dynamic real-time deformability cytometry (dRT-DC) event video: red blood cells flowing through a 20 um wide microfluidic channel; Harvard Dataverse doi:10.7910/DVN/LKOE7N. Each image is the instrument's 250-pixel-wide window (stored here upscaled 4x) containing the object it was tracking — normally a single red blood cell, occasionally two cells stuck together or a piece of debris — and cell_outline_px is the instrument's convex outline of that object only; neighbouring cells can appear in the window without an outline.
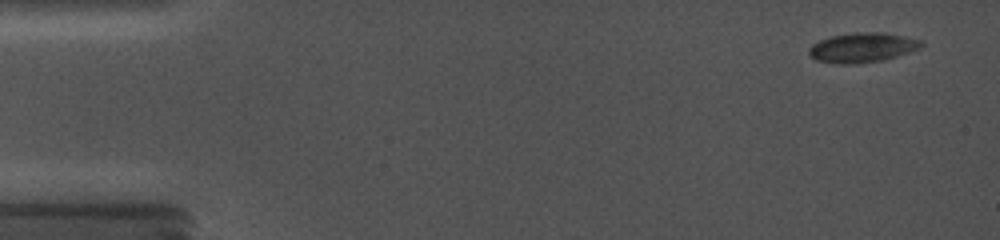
{"species": "common noctule bat (a hibernating species)", "species_latin": "Nyctalus noctula", "temperature_condition": "cold", "stored_images_in_passage": 29, "camera_frame_rate_fps": 5000, "um_per_image_px": 0.085, "animal": {"sex": "female", "body_mass_g": 19.0, "forearm_length_mm": 56.7}, "frame": {"image": 1, "passage_image": 2, "time_ms": 0.8, "image_size_px": [1000, 240], "cell_outline_px": [[924, 44], [920, 48], [884, 60], [852, 64], [840, 64], [816, 60], [808, 52], [808, 48], [812, 44], [820, 40], [832, 36], [856, 32], [884, 32], [904, 36], [920, 40]], "centroid_in_image_um": [73.29, 4.04], "position_along_channel_um": 11.7, "area_um2": 19.31}}
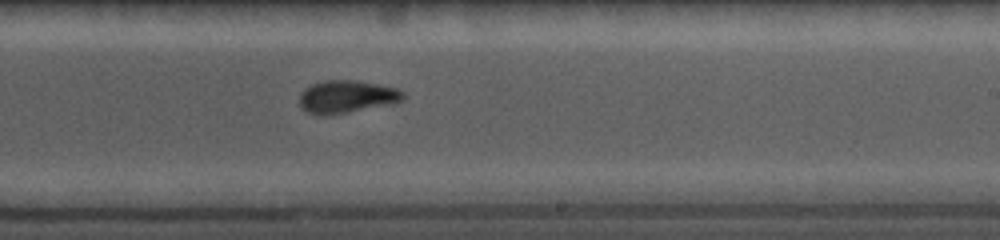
{"frame": {"image": 2, "passage_image": 20, "time_ms": 10.6, "image_size_px": [1000, 240], "cell_outline_px": [[404, 100], [388, 104], [344, 112], [308, 112], [300, 104], [300, 92], [304, 88], [312, 84], [324, 80], [352, 80], [380, 84], [396, 88], [404, 92]], "centroid_in_image_um": [29.51, 8.15], "position_along_channel_um": 259.5, "area_um2": 18.9}}
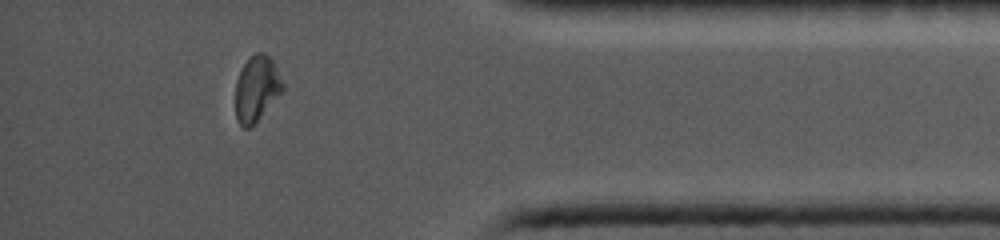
{"frame": {"image": 3, "passage_image": 28, "time_ms": 15.0, "image_size_px": [1000, 240], "cell_outline_px": [[284, 88], [260, 116], [248, 128], [244, 128], [236, 120], [236, 80], [248, 56], [256, 52], [264, 52], [272, 60], [284, 84]], "centroid_in_image_um": [21.79, 7.48], "position_along_channel_um": 413.4, "area_um2": 17.63}}